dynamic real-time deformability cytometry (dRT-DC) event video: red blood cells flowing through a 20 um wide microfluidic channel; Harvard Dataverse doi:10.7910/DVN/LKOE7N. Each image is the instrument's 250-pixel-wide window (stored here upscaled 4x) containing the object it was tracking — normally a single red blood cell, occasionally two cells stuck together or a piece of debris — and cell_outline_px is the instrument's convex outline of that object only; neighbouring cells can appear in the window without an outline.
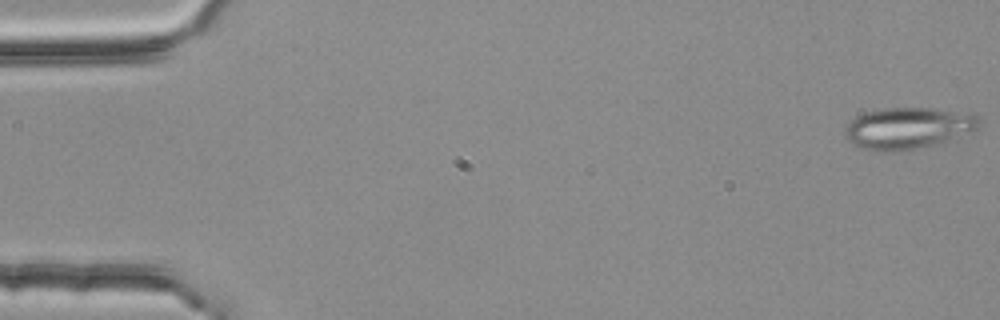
{"species": "common noctule bat (a hibernating species)", "species_latin": "Nyctalus noctula", "temperature_condition": "room temperature", "stored_images_in_passage": 5, "camera_frame_rate_fps": 3000, "um_per_image_px": 0.085, "animal": {"sex": "female", "body_mass_g": 25.1}, "frame": {"image": 1, "passage_image": 1, "time_ms": 0.0, "image_size_px": [1000, 320], "cell_outline_px": [[980, 124], [976, 128], [968, 132], [944, 140], [912, 148], [884, 152], [872, 152], [852, 144], [844, 136], [844, 128], [856, 116], [864, 112], [884, 108], [932, 108], [972, 112], [980, 116]], "centroid_in_image_um": [77.13, 10.86], "position_along_channel_um": 7.9, "area_um2": 32.14}}